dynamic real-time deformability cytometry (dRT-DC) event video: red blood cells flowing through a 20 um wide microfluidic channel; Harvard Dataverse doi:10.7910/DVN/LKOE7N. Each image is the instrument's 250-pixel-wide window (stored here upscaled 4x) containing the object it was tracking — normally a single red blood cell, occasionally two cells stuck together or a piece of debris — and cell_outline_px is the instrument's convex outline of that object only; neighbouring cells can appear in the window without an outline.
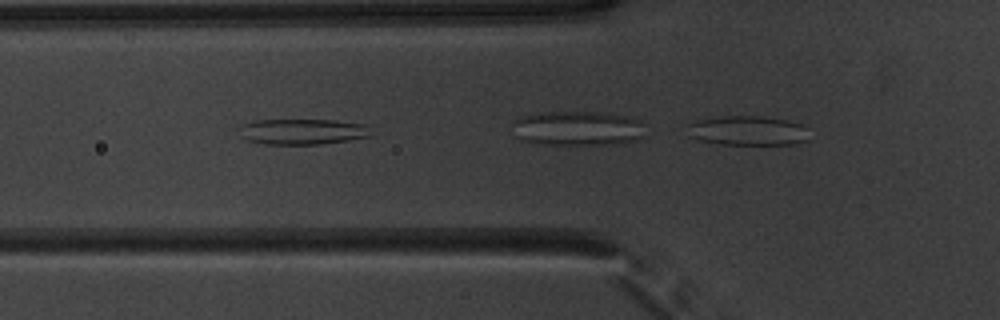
{"species": "common noctule bat (a hibernating species)", "species_latin": "Nyctalus noctula", "temperature_condition": "warm", "stored_images_in_passage": 8, "camera_frame_rate_fps": 3000, "um_per_image_px": 0.085, "animal": {"sex": "male", "body_mass_g": 20.1, "forearm_length_mm": 53.5}, "frame": {"image": 1, "passage_image": 5, "time_ms": 1.333, "image_size_px": [1000, 320], "cell_outline_px": [[368, 136], [348, 140], [316, 144], [264, 144], [248, 140], [240, 136], [240, 128], [244, 124], [252, 120], [332, 120], [364, 124]], "centroid_in_image_um": [25.6, 11.18], "position_along_channel_um": 100.2, "area_um2": 19.25}}